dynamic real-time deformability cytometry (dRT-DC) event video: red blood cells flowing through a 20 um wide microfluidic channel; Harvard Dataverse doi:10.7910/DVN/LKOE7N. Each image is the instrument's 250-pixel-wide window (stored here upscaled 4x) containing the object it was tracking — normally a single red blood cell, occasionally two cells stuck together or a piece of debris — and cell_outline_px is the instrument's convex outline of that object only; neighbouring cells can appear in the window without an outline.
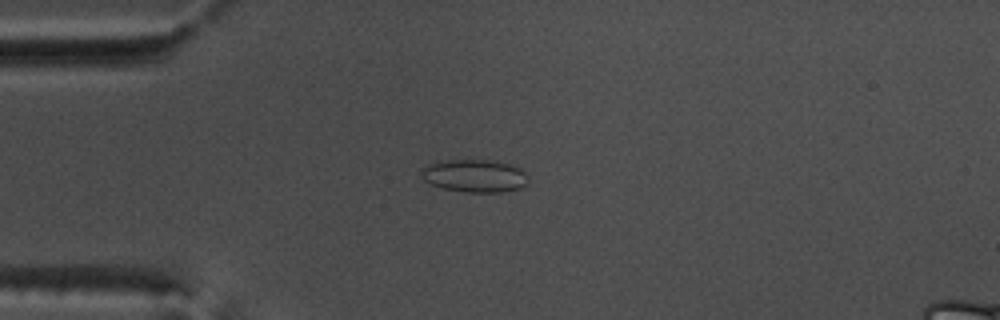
{"species": "common noctule bat (a hibernating species)", "species_latin": "Nyctalus noctula", "temperature_condition": "warm", "stored_images_in_passage": 53, "camera_frame_rate_fps": 3000, "um_per_image_px": 0.085, "animal": {"sex": "male", "body_mass_g": 17.5, "forearm_length_mm": 52.3}, "frame": {"image": 1, "passage_image": 14, "time_ms": 4.333, "image_size_px": [1000, 320], "cell_outline_px": [[528, 180], [520, 188], [500, 192], [468, 192], [444, 188], [432, 184], [424, 180], [420, 176], [420, 168], [428, 164], [444, 160], [492, 160], [512, 164], [520, 168], [528, 176]], "centroid_in_image_um": [40.32, 14.93], "position_along_channel_um": 44.7, "area_um2": 20.46}}
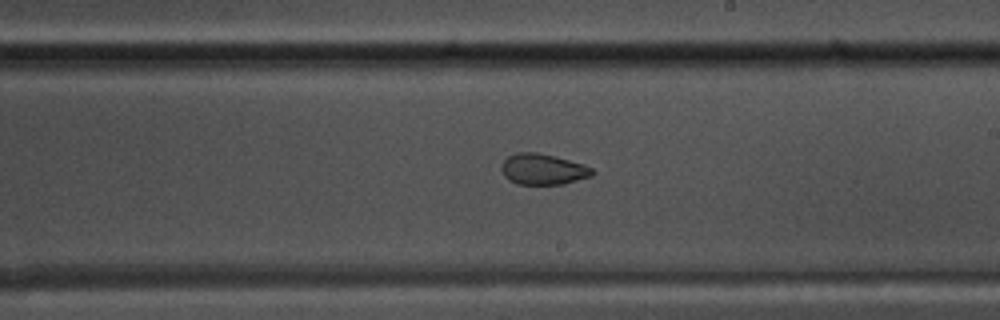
{"frame": {"image": 2, "passage_image": 31, "time_ms": 10.0, "image_size_px": [1000, 320], "cell_outline_px": [[596, 172], [592, 176], [564, 184], [516, 184], [508, 180], [504, 176], [500, 168], [504, 160], [508, 156], [516, 152], [536, 152], [556, 156], [584, 164], [592, 168]], "centroid_in_image_um": [46.16, 14.38], "position_along_channel_um": 242.8, "area_um2": 16.59}}
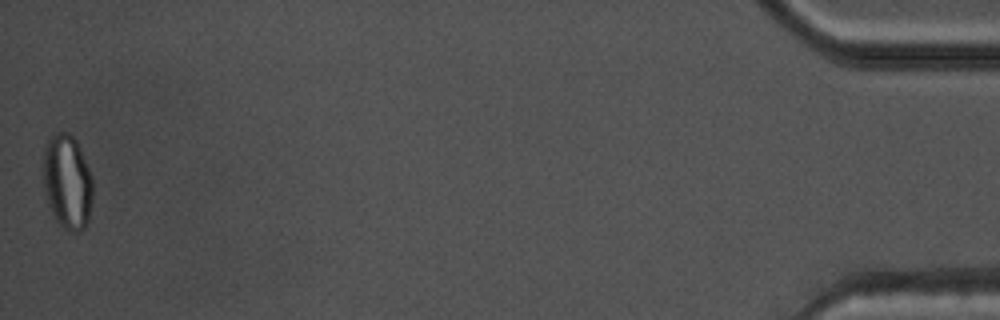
{"frame": {"image": 3, "passage_image": 53, "time_ms": 17.333, "image_size_px": [1000, 320], "cell_outline_px": [[92, 200], [88, 220], [84, 228], [80, 232], [68, 232], [56, 220], [48, 204], [44, 188], [44, 144], [48, 136], [56, 132], [68, 132], [76, 140], [80, 148], [92, 176]], "centroid_in_image_um": [5.72, 15.44], "position_along_channel_um": 429.5, "area_um2": 27.51}, "authors_computed_cell_mechanics": {"area_um2": 20.5768, "velocity_mm_per_s": 3.842, "shape_relaxation_time_tau1_ms": null, "shape_relaxation_time_tau2_ms": 1.4439, "deformation_change_tau1": null, "deformation_change_tau2": 0.0599}}